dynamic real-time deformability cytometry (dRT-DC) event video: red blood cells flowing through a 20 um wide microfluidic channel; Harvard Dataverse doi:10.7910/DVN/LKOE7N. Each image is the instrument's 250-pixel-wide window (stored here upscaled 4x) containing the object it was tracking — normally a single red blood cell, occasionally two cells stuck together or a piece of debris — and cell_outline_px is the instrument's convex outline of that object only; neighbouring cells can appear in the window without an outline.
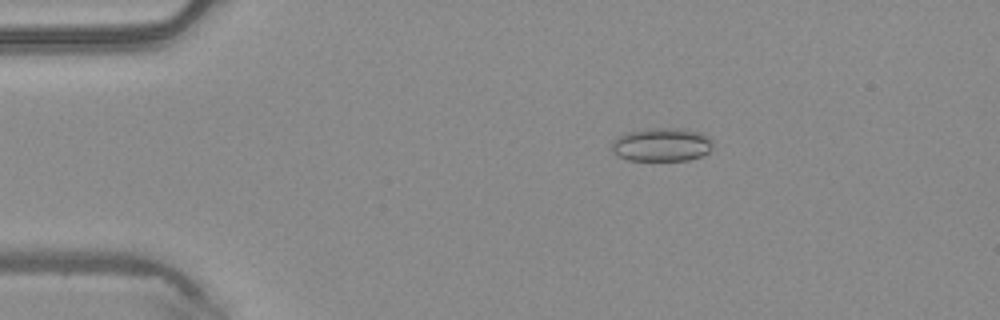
{"species": "common noctule bat (a hibernating species)", "species_latin": "Nyctalus noctula", "temperature_condition": "warm", "stored_images_in_passage": 48, "camera_frame_rate_fps": 3000, "um_per_image_px": 0.085, "animal": {"sex": "male", "body_mass_g": 20.4}, "frame": {"image": 1, "passage_image": 8, "time_ms": 2.333, "image_size_px": [1000, 320], "cell_outline_px": [[712, 144], [708, 152], [700, 156], [688, 160], [628, 160], [616, 156], [608, 148], [612, 140], [616, 136], [628, 132], [652, 128], [680, 128], [704, 132], [712, 140]], "centroid_in_image_um": [56.19, 12.29], "position_along_channel_um": 28.8, "area_um2": 20.11}}
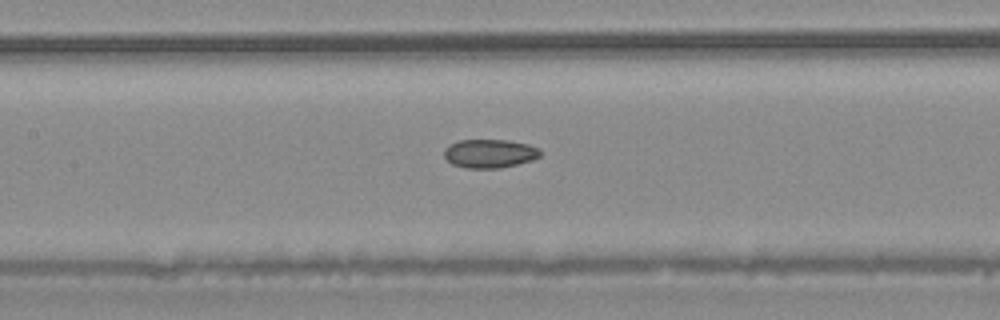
{"frame": {"image": 2, "passage_image": 22, "time_ms": 7.0, "image_size_px": [1000, 320], "cell_outline_px": [[540, 156], [532, 160], [500, 168], [464, 168], [452, 164], [444, 156], [444, 148], [448, 144], [460, 140], [508, 140], [528, 144], [540, 148]], "centroid_in_image_um": [41.6, 13.04], "position_along_channel_um": 165.8, "area_um2": 16.13}}
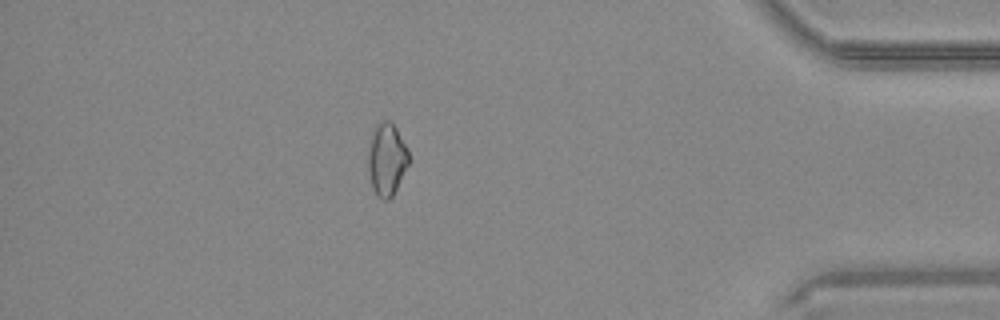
{"frame": {"image": 3, "passage_image": 42, "time_ms": 13.667, "image_size_px": [1000, 320], "cell_outline_px": [[408, 164], [392, 196], [388, 200], [380, 200], [376, 196], [372, 184], [368, 168], [368, 152], [372, 136], [376, 128], [384, 120], [392, 120], [408, 148]], "centroid_in_image_um": [32.88, 13.56], "position_along_channel_um": 402.3, "area_um2": 16.82}, "authors_computed_cell_mechanics": {"area_um2": 16.9065, "velocity_mm_per_s": 4.1581, "shape_relaxation_time_tau1_ms": null, "shape_relaxation_time_tau2_ms": 6.1038, "deformation_change_tau1": null, "deformation_change_tau2": 0.1093}}